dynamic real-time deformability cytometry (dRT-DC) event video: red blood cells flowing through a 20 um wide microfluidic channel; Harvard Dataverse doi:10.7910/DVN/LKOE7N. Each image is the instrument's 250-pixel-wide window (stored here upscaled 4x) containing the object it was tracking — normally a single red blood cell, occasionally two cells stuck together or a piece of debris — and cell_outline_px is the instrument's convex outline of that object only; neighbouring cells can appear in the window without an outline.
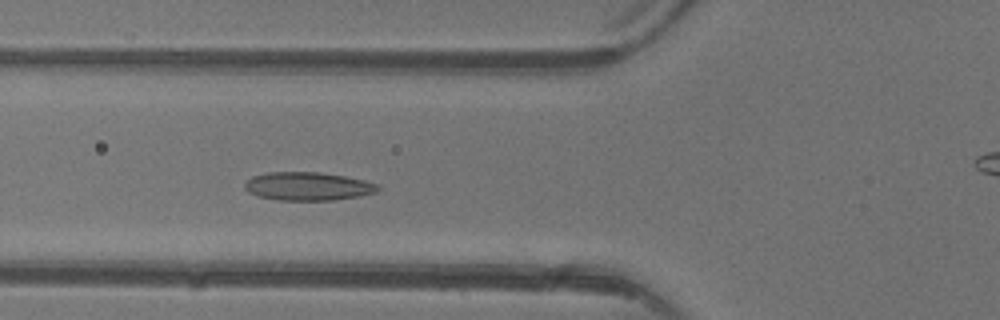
{"species": "common noctule bat (a hibernating species)", "species_latin": "Nyctalus noctula", "temperature_condition": "warm", "stored_images_in_passage": 4, "segment_of_instrument_passage": [1, 2], "camera_frame_rate_fps": 3000, "um_per_image_px": 0.085, "animal": {"sex": "female"}, "frame": {"image": 1, "passage_image": 3, "time_ms": 2.333, "image_size_px": [1000, 320], "cell_outline_px": [[380, 188], [376, 192], [360, 196], [332, 200], [276, 200], [260, 196], [248, 192], [244, 188], [244, 184], [252, 176], [268, 172], [320, 172], [344, 176], [364, 180], [380, 184]], "centroid_in_image_um": [26.18, 15.83], "position_along_channel_um": 99.6, "area_um2": 22.02}}